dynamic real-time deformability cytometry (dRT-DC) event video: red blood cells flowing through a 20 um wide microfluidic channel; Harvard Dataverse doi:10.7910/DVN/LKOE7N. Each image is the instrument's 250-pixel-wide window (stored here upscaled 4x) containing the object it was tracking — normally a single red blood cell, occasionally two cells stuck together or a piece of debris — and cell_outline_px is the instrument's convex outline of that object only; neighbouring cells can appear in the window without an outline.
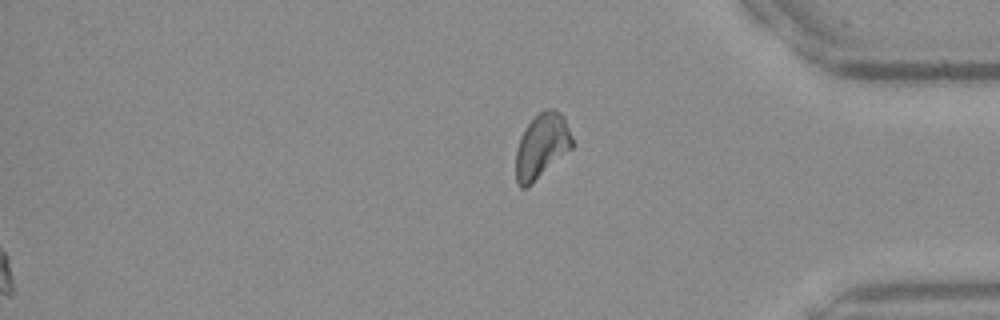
{"species": "Egyptian fruit bat (a non-hibernating species)", "species_latin": "Rousettus aegyptiacus", "temperature_condition": "warm", "stored_images_in_passage": 36, "segment_of_instrument_passage": [2, 2], "camera_frame_rate_fps": 3000, "um_per_image_px": 0.085, "frame": {"image": 1, "passage_image": 36, "time_ms": 11.667, "image_size_px": [1000, 320], "cell_outline_px": [[572, 148], [528, 188], [520, 188], [516, 184], [516, 152], [520, 136], [528, 124], [544, 108], [552, 108], [560, 112], [564, 116], [572, 136]], "centroid_in_image_um": [46.04, 12.43], "position_along_channel_um": 389.2, "area_um2": 21.39}}